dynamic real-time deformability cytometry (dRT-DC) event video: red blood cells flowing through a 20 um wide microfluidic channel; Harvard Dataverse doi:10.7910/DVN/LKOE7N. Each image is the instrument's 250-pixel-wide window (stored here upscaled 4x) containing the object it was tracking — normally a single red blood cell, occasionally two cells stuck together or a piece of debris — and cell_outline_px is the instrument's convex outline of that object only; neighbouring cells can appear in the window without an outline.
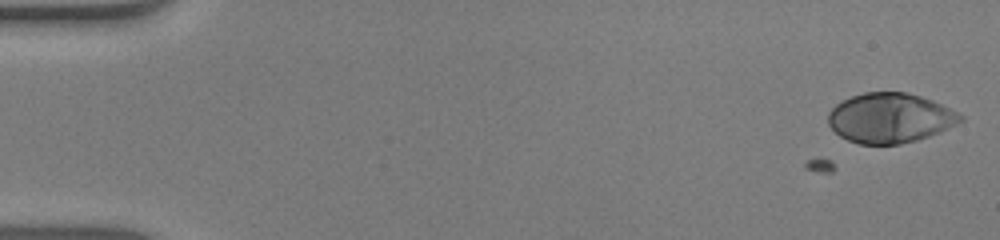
{"species": "human", "species_latin": "Homo sapiens", "temperature_condition": "warm", "stored_images_in_passage": 52, "camera_frame_rate_fps": 3000, "um_per_image_px": 0.085, "donor": {"sex": "male"}, "frame": {"image": 1, "passage_image": 1, "time_ms": 0.0, "image_size_px": [1000, 240], "cell_outline_px": [[964, 120], [940, 132], [916, 140], [900, 144], [860, 144], [848, 140], [840, 136], [828, 124], [828, 112], [836, 104], [852, 96], [864, 92], [904, 92], [920, 96], [932, 100], [964, 116]], "centroid_in_image_um": [75.64, 10.03], "position_along_channel_um": 9.4, "area_um2": 38.15}}
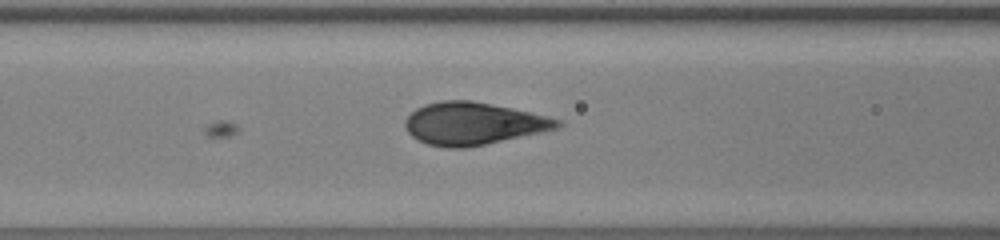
{"frame": {"image": 2, "passage_image": 22, "time_ms": 7.0, "image_size_px": [1000, 240], "cell_outline_px": [[564, 124], [560, 128], [484, 144], [464, 148], [444, 148], [428, 144], [412, 136], [408, 132], [404, 124], [404, 120], [416, 108], [424, 104], [440, 100], [472, 100], [512, 108], [548, 116], [560, 120]], "centroid_in_image_um": [40.22, 10.49], "position_along_channel_um": 126.4, "area_um2": 37.57}}
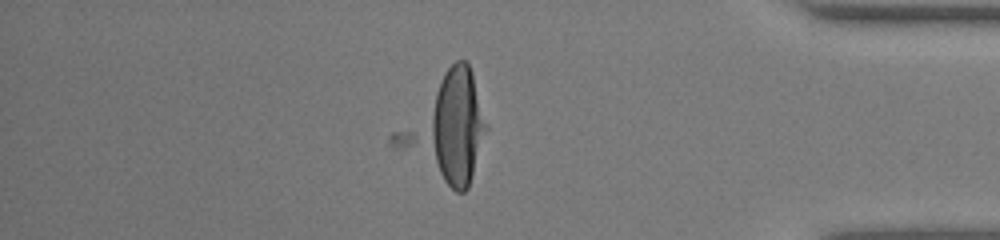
{"frame": {"image": 3, "passage_image": 45, "time_ms": 14.667, "image_size_px": [1000, 240], "cell_outline_px": [[488, 128], [468, 188], [464, 192], [456, 192], [396, 148], [388, 140], [388, 136], [444, 72], [456, 60], [468, 60], [472, 72], [488, 124]], "centroid_in_image_um": [37.9, 10.9], "position_along_channel_um": 397.3, "area_um2": 55.2}, "authors_computed_cell_mechanics": {"area_um2": 38.4948, "velocity_mm_per_s": 3.8905, "shape_relaxation_time_tau1_ms": 4.261, "shape_relaxation_time_tau2_ms": null, "deformation_change_tau1": 0.2584, "deformation_change_tau2": null}}